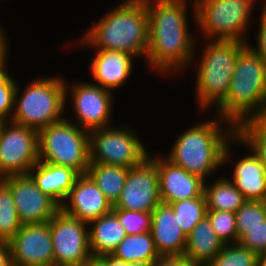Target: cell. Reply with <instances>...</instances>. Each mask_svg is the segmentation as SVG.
I'll list each match as a JSON object with an SVG mask.
<instances>
[{"mask_svg":"<svg viewBox=\"0 0 266 266\" xmlns=\"http://www.w3.org/2000/svg\"><path fill=\"white\" fill-rule=\"evenodd\" d=\"M94 54L89 65L93 84L111 92L123 87L132 75L136 58L129 53L115 50H95Z\"/></svg>","mask_w":266,"mask_h":266,"instance_id":"19","label":"cell"},{"mask_svg":"<svg viewBox=\"0 0 266 266\" xmlns=\"http://www.w3.org/2000/svg\"><path fill=\"white\" fill-rule=\"evenodd\" d=\"M3 27L0 26V72L6 71L8 68V57H10L9 41ZM9 52V53H8Z\"/></svg>","mask_w":266,"mask_h":266,"instance_id":"37","label":"cell"},{"mask_svg":"<svg viewBox=\"0 0 266 266\" xmlns=\"http://www.w3.org/2000/svg\"><path fill=\"white\" fill-rule=\"evenodd\" d=\"M95 266H136L135 264L115 258L113 255H104L95 259Z\"/></svg>","mask_w":266,"mask_h":266,"instance_id":"39","label":"cell"},{"mask_svg":"<svg viewBox=\"0 0 266 266\" xmlns=\"http://www.w3.org/2000/svg\"><path fill=\"white\" fill-rule=\"evenodd\" d=\"M20 88L17 83L11 122L39 132L65 118V79L61 75L37 78L24 90Z\"/></svg>","mask_w":266,"mask_h":266,"instance_id":"6","label":"cell"},{"mask_svg":"<svg viewBox=\"0 0 266 266\" xmlns=\"http://www.w3.org/2000/svg\"><path fill=\"white\" fill-rule=\"evenodd\" d=\"M259 256L239 243L224 245L206 266H258Z\"/></svg>","mask_w":266,"mask_h":266,"instance_id":"30","label":"cell"},{"mask_svg":"<svg viewBox=\"0 0 266 266\" xmlns=\"http://www.w3.org/2000/svg\"><path fill=\"white\" fill-rule=\"evenodd\" d=\"M196 66L195 96L205 112L227 96L239 52L247 45L235 40H206Z\"/></svg>","mask_w":266,"mask_h":266,"instance_id":"5","label":"cell"},{"mask_svg":"<svg viewBox=\"0 0 266 266\" xmlns=\"http://www.w3.org/2000/svg\"><path fill=\"white\" fill-rule=\"evenodd\" d=\"M160 203L156 164L147 157L140 165L129 169L125 185L113 209L151 213Z\"/></svg>","mask_w":266,"mask_h":266,"instance_id":"13","label":"cell"},{"mask_svg":"<svg viewBox=\"0 0 266 266\" xmlns=\"http://www.w3.org/2000/svg\"><path fill=\"white\" fill-rule=\"evenodd\" d=\"M38 161V131L11 121L3 122L0 133V179L26 175Z\"/></svg>","mask_w":266,"mask_h":266,"instance_id":"11","label":"cell"},{"mask_svg":"<svg viewBox=\"0 0 266 266\" xmlns=\"http://www.w3.org/2000/svg\"><path fill=\"white\" fill-rule=\"evenodd\" d=\"M177 218L178 225L188 236L197 223L202 220L207 213V205L204 193L197 198L183 199L169 204Z\"/></svg>","mask_w":266,"mask_h":266,"instance_id":"29","label":"cell"},{"mask_svg":"<svg viewBox=\"0 0 266 266\" xmlns=\"http://www.w3.org/2000/svg\"><path fill=\"white\" fill-rule=\"evenodd\" d=\"M214 111L235 127L266 113V62L248 45L239 52L227 96Z\"/></svg>","mask_w":266,"mask_h":266,"instance_id":"4","label":"cell"},{"mask_svg":"<svg viewBox=\"0 0 266 266\" xmlns=\"http://www.w3.org/2000/svg\"><path fill=\"white\" fill-rule=\"evenodd\" d=\"M112 212L118 217L127 235L149 232L151 229V213L123 209H113Z\"/></svg>","mask_w":266,"mask_h":266,"instance_id":"33","label":"cell"},{"mask_svg":"<svg viewBox=\"0 0 266 266\" xmlns=\"http://www.w3.org/2000/svg\"><path fill=\"white\" fill-rule=\"evenodd\" d=\"M236 136L266 166V113L237 125Z\"/></svg>","mask_w":266,"mask_h":266,"instance_id":"27","label":"cell"},{"mask_svg":"<svg viewBox=\"0 0 266 266\" xmlns=\"http://www.w3.org/2000/svg\"><path fill=\"white\" fill-rule=\"evenodd\" d=\"M238 243L255 252L259 257L266 255V226L248 227Z\"/></svg>","mask_w":266,"mask_h":266,"instance_id":"35","label":"cell"},{"mask_svg":"<svg viewBox=\"0 0 266 266\" xmlns=\"http://www.w3.org/2000/svg\"><path fill=\"white\" fill-rule=\"evenodd\" d=\"M39 161L86 174L90 165L89 131L64 118L39 132Z\"/></svg>","mask_w":266,"mask_h":266,"instance_id":"8","label":"cell"},{"mask_svg":"<svg viewBox=\"0 0 266 266\" xmlns=\"http://www.w3.org/2000/svg\"><path fill=\"white\" fill-rule=\"evenodd\" d=\"M88 234L93 259L104 255H112L127 235L118 217L113 212L88 223Z\"/></svg>","mask_w":266,"mask_h":266,"instance_id":"22","label":"cell"},{"mask_svg":"<svg viewBox=\"0 0 266 266\" xmlns=\"http://www.w3.org/2000/svg\"><path fill=\"white\" fill-rule=\"evenodd\" d=\"M112 255L136 266H151L160 258L150 231L126 235Z\"/></svg>","mask_w":266,"mask_h":266,"instance_id":"24","label":"cell"},{"mask_svg":"<svg viewBox=\"0 0 266 266\" xmlns=\"http://www.w3.org/2000/svg\"><path fill=\"white\" fill-rule=\"evenodd\" d=\"M21 226L11 189L0 179V242H9Z\"/></svg>","mask_w":266,"mask_h":266,"instance_id":"28","label":"cell"},{"mask_svg":"<svg viewBox=\"0 0 266 266\" xmlns=\"http://www.w3.org/2000/svg\"><path fill=\"white\" fill-rule=\"evenodd\" d=\"M78 45L95 50H115L146 59L149 29L144 0H123L94 22Z\"/></svg>","mask_w":266,"mask_h":266,"instance_id":"2","label":"cell"},{"mask_svg":"<svg viewBox=\"0 0 266 266\" xmlns=\"http://www.w3.org/2000/svg\"><path fill=\"white\" fill-rule=\"evenodd\" d=\"M144 1L149 29L148 50L144 59L147 66L157 74L161 73V76L186 73L194 64L198 48V39L189 28L188 0Z\"/></svg>","mask_w":266,"mask_h":266,"instance_id":"1","label":"cell"},{"mask_svg":"<svg viewBox=\"0 0 266 266\" xmlns=\"http://www.w3.org/2000/svg\"><path fill=\"white\" fill-rule=\"evenodd\" d=\"M258 266H266V255L259 257V264Z\"/></svg>","mask_w":266,"mask_h":266,"instance_id":"41","label":"cell"},{"mask_svg":"<svg viewBox=\"0 0 266 266\" xmlns=\"http://www.w3.org/2000/svg\"><path fill=\"white\" fill-rule=\"evenodd\" d=\"M9 245L13 265L54 266L49 222L22 225Z\"/></svg>","mask_w":266,"mask_h":266,"instance_id":"15","label":"cell"},{"mask_svg":"<svg viewBox=\"0 0 266 266\" xmlns=\"http://www.w3.org/2000/svg\"><path fill=\"white\" fill-rule=\"evenodd\" d=\"M194 26L205 40L247 42L253 8L259 0H191ZM200 31V32H199Z\"/></svg>","mask_w":266,"mask_h":266,"instance_id":"7","label":"cell"},{"mask_svg":"<svg viewBox=\"0 0 266 266\" xmlns=\"http://www.w3.org/2000/svg\"><path fill=\"white\" fill-rule=\"evenodd\" d=\"M11 248L9 242H0V266H12Z\"/></svg>","mask_w":266,"mask_h":266,"instance_id":"40","label":"cell"},{"mask_svg":"<svg viewBox=\"0 0 266 266\" xmlns=\"http://www.w3.org/2000/svg\"><path fill=\"white\" fill-rule=\"evenodd\" d=\"M151 266H195L185 256L160 257Z\"/></svg>","mask_w":266,"mask_h":266,"instance_id":"38","label":"cell"},{"mask_svg":"<svg viewBox=\"0 0 266 266\" xmlns=\"http://www.w3.org/2000/svg\"><path fill=\"white\" fill-rule=\"evenodd\" d=\"M223 246L209 218L205 216L187 236L183 256L194 265L206 266L223 249Z\"/></svg>","mask_w":266,"mask_h":266,"instance_id":"23","label":"cell"},{"mask_svg":"<svg viewBox=\"0 0 266 266\" xmlns=\"http://www.w3.org/2000/svg\"><path fill=\"white\" fill-rule=\"evenodd\" d=\"M151 153L152 151L148 157L156 164L161 203L171 204L183 199H193L204 193L203 179L174 165L163 154L155 156Z\"/></svg>","mask_w":266,"mask_h":266,"instance_id":"17","label":"cell"},{"mask_svg":"<svg viewBox=\"0 0 266 266\" xmlns=\"http://www.w3.org/2000/svg\"><path fill=\"white\" fill-rule=\"evenodd\" d=\"M75 266H95V259H93L92 261L86 263V264H82V265H75Z\"/></svg>","mask_w":266,"mask_h":266,"instance_id":"42","label":"cell"},{"mask_svg":"<svg viewBox=\"0 0 266 266\" xmlns=\"http://www.w3.org/2000/svg\"><path fill=\"white\" fill-rule=\"evenodd\" d=\"M129 169L123 166L90 164L86 174L114 205L125 185Z\"/></svg>","mask_w":266,"mask_h":266,"instance_id":"26","label":"cell"},{"mask_svg":"<svg viewBox=\"0 0 266 266\" xmlns=\"http://www.w3.org/2000/svg\"><path fill=\"white\" fill-rule=\"evenodd\" d=\"M206 216L224 245L237 243L235 212L207 210Z\"/></svg>","mask_w":266,"mask_h":266,"instance_id":"32","label":"cell"},{"mask_svg":"<svg viewBox=\"0 0 266 266\" xmlns=\"http://www.w3.org/2000/svg\"><path fill=\"white\" fill-rule=\"evenodd\" d=\"M4 121L0 120V133H1V128H2V124Z\"/></svg>","mask_w":266,"mask_h":266,"instance_id":"43","label":"cell"},{"mask_svg":"<svg viewBox=\"0 0 266 266\" xmlns=\"http://www.w3.org/2000/svg\"><path fill=\"white\" fill-rule=\"evenodd\" d=\"M151 235L160 257L183 256L187 236L178 225L169 204L160 203L152 212Z\"/></svg>","mask_w":266,"mask_h":266,"instance_id":"20","label":"cell"},{"mask_svg":"<svg viewBox=\"0 0 266 266\" xmlns=\"http://www.w3.org/2000/svg\"><path fill=\"white\" fill-rule=\"evenodd\" d=\"M132 126L105 127L89 131L90 164L123 166L140 165L149 150Z\"/></svg>","mask_w":266,"mask_h":266,"instance_id":"9","label":"cell"},{"mask_svg":"<svg viewBox=\"0 0 266 266\" xmlns=\"http://www.w3.org/2000/svg\"><path fill=\"white\" fill-rule=\"evenodd\" d=\"M60 209L70 216L90 223L112 212L113 205L94 181L87 174H82L76 178Z\"/></svg>","mask_w":266,"mask_h":266,"instance_id":"18","label":"cell"},{"mask_svg":"<svg viewBox=\"0 0 266 266\" xmlns=\"http://www.w3.org/2000/svg\"><path fill=\"white\" fill-rule=\"evenodd\" d=\"M263 2L260 9L258 29L254 33V37L256 36L254 44L256 45H252L249 41L246 44L266 62V5L265 0Z\"/></svg>","mask_w":266,"mask_h":266,"instance_id":"36","label":"cell"},{"mask_svg":"<svg viewBox=\"0 0 266 266\" xmlns=\"http://www.w3.org/2000/svg\"><path fill=\"white\" fill-rule=\"evenodd\" d=\"M37 187L50 196L59 206L67 195L79 174L72 168L38 161L28 173Z\"/></svg>","mask_w":266,"mask_h":266,"instance_id":"21","label":"cell"},{"mask_svg":"<svg viewBox=\"0 0 266 266\" xmlns=\"http://www.w3.org/2000/svg\"><path fill=\"white\" fill-rule=\"evenodd\" d=\"M232 142L240 146L243 145L244 149H248L247 152L250 151L249 154L235 159L236 157L232 155L234 152L231 153L230 148L233 147L230 144ZM229 162L234 167H232L233 172L229 179L244 198L250 201L266 202V166L236 135L227 143L223 152V167Z\"/></svg>","mask_w":266,"mask_h":266,"instance_id":"16","label":"cell"},{"mask_svg":"<svg viewBox=\"0 0 266 266\" xmlns=\"http://www.w3.org/2000/svg\"><path fill=\"white\" fill-rule=\"evenodd\" d=\"M11 189L22 225L49 222L60 206L44 194L29 174L11 175L2 179Z\"/></svg>","mask_w":266,"mask_h":266,"instance_id":"14","label":"cell"},{"mask_svg":"<svg viewBox=\"0 0 266 266\" xmlns=\"http://www.w3.org/2000/svg\"><path fill=\"white\" fill-rule=\"evenodd\" d=\"M54 266H75L93 260L89 247L88 223L61 209L49 221Z\"/></svg>","mask_w":266,"mask_h":266,"instance_id":"12","label":"cell"},{"mask_svg":"<svg viewBox=\"0 0 266 266\" xmlns=\"http://www.w3.org/2000/svg\"><path fill=\"white\" fill-rule=\"evenodd\" d=\"M235 215L238 243L248 227L266 226V202L247 200Z\"/></svg>","mask_w":266,"mask_h":266,"instance_id":"31","label":"cell"},{"mask_svg":"<svg viewBox=\"0 0 266 266\" xmlns=\"http://www.w3.org/2000/svg\"><path fill=\"white\" fill-rule=\"evenodd\" d=\"M89 82L65 81V103L72 104L76 117L74 121L70 117L68 120L87 131L113 126L114 93Z\"/></svg>","mask_w":266,"mask_h":266,"instance_id":"10","label":"cell"},{"mask_svg":"<svg viewBox=\"0 0 266 266\" xmlns=\"http://www.w3.org/2000/svg\"><path fill=\"white\" fill-rule=\"evenodd\" d=\"M213 117L189 126L177 136L170 152L164 155L174 165L204 181H209L205 179L223 167L225 146L236 135L232 123L218 115Z\"/></svg>","mask_w":266,"mask_h":266,"instance_id":"3","label":"cell"},{"mask_svg":"<svg viewBox=\"0 0 266 266\" xmlns=\"http://www.w3.org/2000/svg\"><path fill=\"white\" fill-rule=\"evenodd\" d=\"M9 70L0 72V120L11 121L17 80Z\"/></svg>","mask_w":266,"mask_h":266,"instance_id":"34","label":"cell"},{"mask_svg":"<svg viewBox=\"0 0 266 266\" xmlns=\"http://www.w3.org/2000/svg\"><path fill=\"white\" fill-rule=\"evenodd\" d=\"M218 177L212 184L204 183L207 210L236 212L247 200L229 177Z\"/></svg>","mask_w":266,"mask_h":266,"instance_id":"25","label":"cell"}]
</instances>
